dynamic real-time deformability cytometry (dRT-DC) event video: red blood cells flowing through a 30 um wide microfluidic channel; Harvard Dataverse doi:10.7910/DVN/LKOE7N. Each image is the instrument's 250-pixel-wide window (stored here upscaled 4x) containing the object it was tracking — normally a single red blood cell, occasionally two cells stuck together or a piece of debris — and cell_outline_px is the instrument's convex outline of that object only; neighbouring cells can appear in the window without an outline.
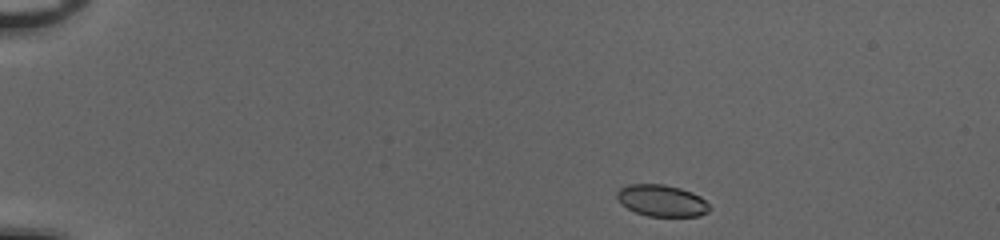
{"species": "common noctule bat (a hibernating species)", "species_latin": "Nyctalus noctula", "temperature_condition": "cold", "stored_images_in_passage": 43, "camera_frame_rate_fps": 3000, "um_per_image_px": 0.085, "animal": {"sex": "female", "body_mass_g": 20.0, "forearm_length_mm": 54.0}, "frame": {"image": 1, "passage_image": 1, "time_ms": 0.0, "image_size_px": [1000, 240], "cell_outline_px": [[712, 208], [708, 212], [700, 216], [648, 216], [636, 212], [620, 204], [616, 196], [616, 192], [620, 188], [628, 184], [664, 184], [680, 188], [692, 192], [700, 196]], "centroid_in_image_um": [56.24, 17.05], "position_along_channel_um": 28.8, "area_um2": 17.17}}
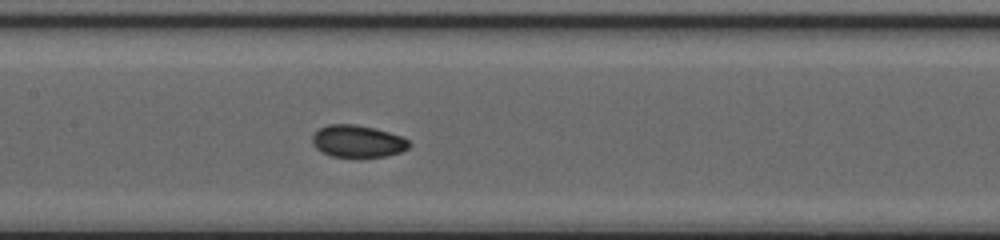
{"frame": {"image": 2, "passage_image": 19, "time_ms": 6.0, "image_size_px": [1000, 240], "cell_outline_px": [[412, 144], [408, 148], [400, 152], [384, 156], [332, 156], [320, 152], [312, 144], [312, 136], [320, 128], [328, 124], [356, 124], [376, 128], [400, 136], [408, 140]], "centroid_in_image_um": [30.38, 11.99], "position_along_channel_um": 177.0, "area_um2": 18.03}}
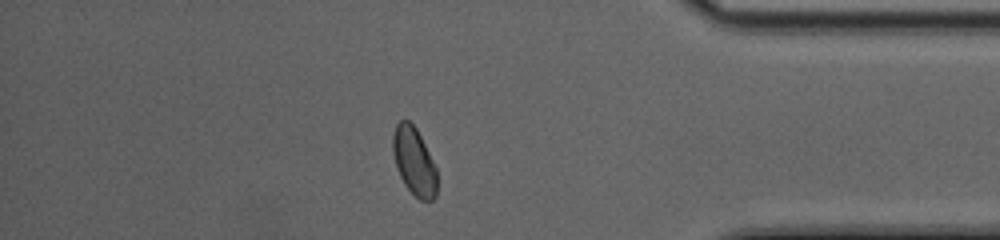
{"frame": {"image": 3, "passage_image": 37, "time_ms": 12.0, "image_size_px": [1000, 240], "cell_outline_px": [[436, 196], [432, 200], [420, 200], [404, 184], [396, 168], [392, 148], [392, 136], [396, 124], [400, 120], [408, 120], [416, 128], [436, 168]], "centroid_in_image_um": [35.17, 13.7], "position_along_channel_um": 400.0, "area_um2": 17.22}, "authors_computed_cell_mechanics": {"area_um2": 17.8024, "velocity_mm_per_s": 4.0776, "shape_relaxation_time_tau1_ms": 10.3188, "shape_relaxation_time_tau2_ms": 1.3589, "deformation_change_tau1": 0.1551, "deformation_change_tau2": 0.04}}